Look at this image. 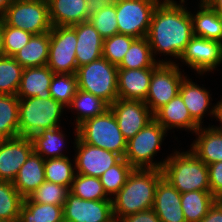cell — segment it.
<instances>
[{
    "label": "cell",
    "instance_id": "6da1fadb",
    "mask_svg": "<svg viewBox=\"0 0 222 222\" xmlns=\"http://www.w3.org/2000/svg\"><path fill=\"white\" fill-rule=\"evenodd\" d=\"M161 0L156 6L147 39L153 56L169 55L179 59L186 45L194 36L190 11L185 0Z\"/></svg>",
    "mask_w": 222,
    "mask_h": 222
},
{
    "label": "cell",
    "instance_id": "7a4b0ae2",
    "mask_svg": "<svg viewBox=\"0 0 222 222\" xmlns=\"http://www.w3.org/2000/svg\"><path fill=\"white\" fill-rule=\"evenodd\" d=\"M162 177V170L134 169L126 184L111 198L114 219L152 209L156 186Z\"/></svg>",
    "mask_w": 222,
    "mask_h": 222
},
{
    "label": "cell",
    "instance_id": "3957f363",
    "mask_svg": "<svg viewBox=\"0 0 222 222\" xmlns=\"http://www.w3.org/2000/svg\"><path fill=\"white\" fill-rule=\"evenodd\" d=\"M162 172L180 193L210 191L208 167L190 150L181 153L176 150L167 156Z\"/></svg>",
    "mask_w": 222,
    "mask_h": 222
},
{
    "label": "cell",
    "instance_id": "277c9868",
    "mask_svg": "<svg viewBox=\"0 0 222 222\" xmlns=\"http://www.w3.org/2000/svg\"><path fill=\"white\" fill-rule=\"evenodd\" d=\"M63 109L52 97L19 99V136L31 138L42 130L60 127Z\"/></svg>",
    "mask_w": 222,
    "mask_h": 222
},
{
    "label": "cell",
    "instance_id": "5b68a950",
    "mask_svg": "<svg viewBox=\"0 0 222 222\" xmlns=\"http://www.w3.org/2000/svg\"><path fill=\"white\" fill-rule=\"evenodd\" d=\"M78 137L89 145L114 152L124 158L127 140L121 133L113 112L108 109L104 114L84 121L77 127Z\"/></svg>",
    "mask_w": 222,
    "mask_h": 222
},
{
    "label": "cell",
    "instance_id": "8992f818",
    "mask_svg": "<svg viewBox=\"0 0 222 222\" xmlns=\"http://www.w3.org/2000/svg\"><path fill=\"white\" fill-rule=\"evenodd\" d=\"M167 131L154 119L127 141L124 159L134 169L162 170L166 159L153 161L164 141ZM163 140V141H162Z\"/></svg>",
    "mask_w": 222,
    "mask_h": 222
},
{
    "label": "cell",
    "instance_id": "52a82bcc",
    "mask_svg": "<svg viewBox=\"0 0 222 222\" xmlns=\"http://www.w3.org/2000/svg\"><path fill=\"white\" fill-rule=\"evenodd\" d=\"M78 89L92 93L111 105L118 99V66L101 57L77 68Z\"/></svg>",
    "mask_w": 222,
    "mask_h": 222
},
{
    "label": "cell",
    "instance_id": "ba28073f",
    "mask_svg": "<svg viewBox=\"0 0 222 222\" xmlns=\"http://www.w3.org/2000/svg\"><path fill=\"white\" fill-rule=\"evenodd\" d=\"M2 21L33 35L50 32L52 29L48 2L14 0L5 11Z\"/></svg>",
    "mask_w": 222,
    "mask_h": 222
},
{
    "label": "cell",
    "instance_id": "9c48e42d",
    "mask_svg": "<svg viewBox=\"0 0 222 222\" xmlns=\"http://www.w3.org/2000/svg\"><path fill=\"white\" fill-rule=\"evenodd\" d=\"M161 0H115L119 34L147 37L153 12Z\"/></svg>",
    "mask_w": 222,
    "mask_h": 222
},
{
    "label": "cell",
    "instance_id": "30bf717a",
    "mask_svg": "<svg viewBox=\"0 0 222 222\" xmlns=\"http://www.w3.org/2000/svg\"><path fill=\"white\" fill-rule=\"evenodd\" d=\"M176 62L158 63L152 72L145 103L154 114L178 93L180 84L186 77Z\"/></svg>",
    "mask_w": 222,
    "mask_h": 222
},
{
    "label": "cell",
    "instance_id": "8fae6325",
    "mask_svg": "<svg viewBox=\"0 0 222 222\" xmlns=\"http://www.w3.org/2000/svg\"><path fill=\"white\" fill-rule=\"evenodd\" d=\"M76 44V31L71 26L52 27L47 66L54 74H76Z\"/></svg>",
    "mask_w": 222,
    "mask_h": 222
},
{
    "label": "cell",
    "instance_id": "7c38bea8",
    "mask_svg": "<svg viewBox=\"0 0 222 222\" xmlns=\"http://www.w3.org/2000/svg\"><path fill=\"white\" fill-rule=\"evenodd\" d=\"M74 130L76 154L73 163L76 173L100 178L107 169L122 159L114 152L84 143L78 137L77 127Z\"/></svg>",
    "mask_w": 222,
    "mask_h": 222
},
{
    "label": "cell",
    "instance_id": "4fadbf2b",
    "mask_svg": "<svg viewBox=\"0 0 222 222\" xmlns=\"http://www.w3.org/2000/svg\"><path fill=\"white\" fill-rule=\"evenodd\" d=\"M179 60L200 75L212 72L222 63V43L193 36Z\"/></svg>",
    "mask_w": 222,
    "mask_h": 222
},
{
    "label": "cell",
    "instance_id": "5bb4252c",
    "mask_svg": "<svg viewBox=\"0 0 222 222\" xmlns=\"http://www.w3.org/2000/svg\"><path fill=\"white\" fill-rule=\"evenodd\" d=\"M109 109L113 112L119 129L127 141L154 120V114L141 100L118 98Z\"/></svg>",
    "mask_w": 222,
    "mask_h": 222
},
{
    "label": "cell",
    "instance_id": "9a60e30c",
    "mask_svg": "<svg viewBox=\"0 0 222 222\" xmlns=\"http://www.w3.org/2000/svg\"><path fill=\"white\" fill-rule=\"evenodd\" d=\"M112 200H85L68 193L63 204L64 222H112Z\"/></svg>",
    "mask_w": 222,
    "mask_h": 222
},
{
    "label": "cell",
    "instance_id": "2e32d148",
    "mask_svg": "<svg viewBox=\"0 0 222 222\" xmlns=\"http://www.w3.org/2000/svg\"><path fill=\"white\" fill-rule=\"evenodd\" d=\"M32 152L33 143L29 137L0 140V181L13 182Z\"/></svg>",
    "mask_w": 222,
    "mask_h": 222
},
{
    "label": "cell",
    "instance_id": "e0dca14e",
    "mask_svg": "<svg viewBox=\"0 0 222 222\" xmlns=\"http://www.w3.org/2000/svg\"><path fill=\"white\" fill-rule=\"evenodd\" d=\"M152 209L161 222H186L181 208V193L164 177L156 186Z\"/></svg>",
    "mask_w": 222,
    "mask_h": 222
},
{
    "label": "cell",
    "instance_id": "ac0fdd59",
    "mask_svg": "<svg viewBox=\"0 0 222 222\" xmlns=\"http://www.w3.org/2000/svg\"><path fill=\"white\" fill-rule=\"evenodd\" d=\"M76 31L77 68L102 57L103 38L91 22L85 21L71 26Z\"/></svg>",
    "mask_w": 222,
    "mask_h": 222
},
{
    "label": "cell",
    "instance_id": "d6986e66",
    "mask_svg": "<svg viewBox=\"0 0 222 222\" xmlns=\"http://www.w3.org/2000/svg\"><path fill=\"white\" fill-rule=\"evenodd\" d=\"M153 68L118 69V98L145 101Z\"/></svg>",
    "mask_w": 222,
    "mask_h": 222
},
{
    "label": "cell",
    "instance_id": "ffe728a7",
    "mask_svg": "<svg viewBox=\"0 0 222 222\" xmlns=\"http://www.w3.org/2000/svg\"><path fill=\"white\" fill-rule=\"evenodd\" d=\"M154 119L166 131L172 128H184L194 133L200 127L191 117L179 93L154 113Z\"/></svg>",
    "mask_w": 222,
    "mask_h": 222
},
{
    "label": "cell",
    "instance_id": "44dd1931",
    "mask_svg": "<svg viewBox=\"0 0 222 222\" xmlns=\"http://www.w3.org/2000/svg\"><path fill=\"white\" fill-rule=\"evenodd\" d=\"M53 75L54 73L47 65L24 68L16 96L19 99L30 97L51 98L49 87Z\"/></svg>",
    "mask_w": 222,
    "mask_h": 222
},
{
    "label": "cell",
    "instance_id": "7402d4cb",
    "mask_svg": "<svg viewBox=\"0 0 222 222\" xmlns=\"http://www.w3.org/2000/svg\"><path fill=\"white\" fill-rule=\"evenodd\" d=\"M212 125L200 126L194 133L196 140L189 149L198 159L206 165L222 161V131L215 129Z\"/></svg>",
    "mask_w": 222,
    "mask_h": 222
},
{
    "label": "cell",
    "instance_id": "603a6c76",
    "mask_svg": "<svg viewBox=\"0 0 222 222\" xmlns=\"http://www.w3.org/2000/svg\"><path fill=\"white\" fill-rule=\"evenodd\" d=\"M49 18L54 26H74L88 21L86 0H48Z\"/></svg>",
    "mask_w": 222,
    "mask_h": 222
},
{
    "label": "cell",
    "instance_id": "cb8c5ba5",
    "mask_svg": "<svg viewBox=\"0 0 222 222\" xmlns=\"http://www.w3.org/2000/svg\"><path fill=\"white\" fill-rule=\"evenodd\" d=\"M44 162L33 151L21 166L13 185L23 198H28L45 181Z\"/></svg>",
    "mask_w": 222,
    "mask_h": 222
},
{
    "label": "cell",
    "instance_id": "d4e9b609",
    "mask_svg": "<svg viewBox=\"0 0 222 222\" xmlns=\"http://www.w3.org/2000/svg\"><path fill=\"white\" fill-rule=\"evenodd\" d=\"M179 94L189 110L191 117L202 126V119L208 109H210L209 106L212 105L210 92L207 91L205 87H200L186 76L180 84Z\"/></svg>",
    "mask_w": 222,
    "mask_h": 222
},
{
    "label": "cell",
    "instance_id": "484cf974",
    "mask_svg": "<svg viewBox=\"0 0 222 222\" xmlns=\"http://www.w3.org/2000/svg\"><path fill=\"white\" fill-rule=\"evenodd\" d=\"M198 6L197 13L190 11L194 36L222 43V16L207 4L199 3Z\"/></svg>",
    "mask_w": 222,
    "mask_h": 222
},
{
    "label": "cell",
    "instance_id": "4316f807",
    "mask_svg": "<svg viewBox=\"0 0 222 222\" xmlns=\"http://www.w3.org/2000/svg\"><path fill=\"white\" fill-rule=\"evenodd\" d=\"M50 47V32L33 35L29 42L13 57L23 67L47 65Z\"/></svg>",
    "mask_w": 222,
    "mask_h": 222
},
{
    "label": "cell",
    "instance_id": "83f0119b",
    "mask_svg": "<svg viewBox=\"0 0 222 222\" xmlns=\"http://www.w3.org/2000/svg\"><path fill=\"white\" fill-rule=\"evenodd\" d=\"M159 62L173 63V60L165 61L163 59H157L156 61L147 37L136 38L123 57L121 64L118 66V69L154 68Z\"/></svg>",
    "mask_w": 222,
    "mask_h": 222
},
{
    "label": "cell",
    "instance_id": "f1b7e54d",
    "mask_svg": "<svg viewBox=\"0 0 222 222\" xmlns=\"http://www.w3.org/2000/svg\"><path fill=\"white\" fill-rule=\"evenodd\" d=\"M109 107L110 105L100 97L78 89L67 108L68 110L71 109V111L74 110V113L76 111L77 116H75L74 121H76L75 127H78L84 121L104 114Z\"/></svg>",
    "mask_w": 222,
    "mask_h": 222
},
{
    "label": "cell",
    "instance_id": "f546056e",
    "mask_svg": "<svg viewBox=\"0 0 222 222\" xmlns=\"http://www.w3.org/2000/svg\"><path fill=\"white\" fill-rule=\"evenodd\" d=\"M62 127L42 130L31 137L33 151L40 155L44 160L50 158H61L66 155L62 153L65 146V134Z\"/></svg>",
    "mask_w": 222,
    "mask_h": 222
},
{
    "label": "cell",
    "instance_id": "4dcf8cb0",
    "mask_svg": "<svg viewBox=\"0 0 222 222\" xmlns=\"http://www.w3.org/2000/svg\"><path fill=\"white\" fill-rule=\"evenodd\" d=\"M216 201L210 191L181 193V208L186 222H200Z\"/></svg>",
    "mask_w": 222,
    "mask_h": 222
},
{
    "label": "cell",
    "instance_id": "1f68e13d",
    "mask_svg": "<svg viewBox=\"0 0 222 222\" xmlns=\"http://www.w3.org/2000/svg\"><path fill=\"white\" fill-rule=\"evenodd\" d=\"M19 98L0 94V140L19 137Z\"/></svg>",
    "mask_w": 222,
    "mask_h": 222
},
{
    "label": "cell",
    "instance_id": "d6a6232c",
    "mask_svg": "<svg viewBox=\"0 0 222 222\" xmlns=\"http://www.w3.org/2000/svg\"><path fill=\"white\" fill-rule=\"evenodd\" d=\"M19 222H64L63 206L34 203L29 197L23 199Z\"/></svg>",
    "mask_w": 222,
    "mask_h": 222
},
{
    "label": "cell",
    "instance_id": "836d02e7",
    "mask_svg": "<svg viewBox=\"0 0 222 222\" xmlns=\"http://www.w3.org/2000/svg\"><path fill=\"white\" fill-rule=\"evenodd\" d=\"M68 156L61 158L45 159L44 174L48 182L60 184L70 189L71 183L76 174L75 165Z\"/></svg>",
    "mask_w": 222,
    "mask_h": 222
},
{
    "label": "cell",
    "instance_id": "e575fe53",
    "mask_svg": "<svg viewBox=\"0 0 222 222\" xmlns=\"http://www.w3.org/2000/svg\"><path fill=\"white\" fill-rule=\"evenodd\" d=\"M69 192L85 200H112L108 197L100 178L76 173Z\"/></svg>",
    "mask_w": 222,
    "mask_h": 222
},
{
    "label": "cell",
    "instance_id": "d590c367",
    "mask_svg": "<svg viewBox=\"0 0 222 222\" xmlns=\"http://www.w3.org/2000/svg\"><path fill=\"white\" fill-rule=\"evenodd\" d=\"M23 69L14 57H0V94L16 95Z\"/></svg>",
    "mask_w": 222,
    "mask_h": 222
},
{
    "label": "cell",
    "instance_id": "8d00e7d4",
    "mask_svg": "<svg viewBox=\"0 0 222 222\" xmlns=\"http://www.w3.org/2000/svg\"><path fill=\"white\" fill-rule=\"evenodd\" d=\"M23 199L13 182L0 181V220H18Z\"/></svg>",
    "mask_w": 222,
    "mask_h": 222
},
{
    "label": "cell",
    "instance_id": "74e56055",
    "mask_svg": "<svg viewBox=\"0 0 222 222\" xmlns=\"http://www.w3.org/2000/svg\"><path fill=\"white\" fill-rule=\"evenodd\" d=\"M134 168L122 158L117 164L107 169L101 176L104 191L111 198L126 184L128 176Z\"/></svg>",
    "mask_w": 222,
    "mask_h": 222
},
{
    "label": "cell",
    "instance_id": "f35d334b",
    "mask_svg": "<svg viewBox=\"0 0 222 222\" xmlns=\"http://www.w3.org/2000/svg\"><path fill=\"white\" fill-rule=\"evenodd\" d=\"M78 90L76 74H54L49 91L51 97L66 108L71 104Z\"/></svg>",
    "mask_w": 222,
    "mask_h": 222
},
{
    "label": "cell",
    "instance_id": "ab89813d",
    "mask_svg": "<svg viewBox=\"0 0 222 222\" xmlns=\"http://www.w3.org/2000/svg\"><path fill=\"white\" fill-rule=\"evenodd\" d=\"M136 38L130 35L116 34L103 40L102 57L111 64L119 66Z\"/></svg>",
    "mask_w": 222,
    "mask_h": 222
},
{
    "label": "cell",
    "instance_id": "60d3db41",
    "mask_svg": "<svg viewBox=\"0 0 222 222\" xmlns=\"http://www.w3.org/2000/svg\"><path fill=\"white\" fill-rule=\"evenodd\" d=\"M69 188L60 184L44 181L29 198L34 203L53 204L63 206L66 201Z\"/></svg>",
    "mask_w": 222,
    "mask_h": 222
},
{
    "label": "cell",
    "instance_id": "b9f144b4",
    "mask_svg": "<svg viewBox=\"0 0 222 222\" xmlns=\"http://www.w3.org/2000/svg\"><path fill=\"white\" fill-rule=\"evenodd\" d=\"M89 21L103 39L119 34L116 16L115 0L100 11L92 14Z\"/></svg>",
    "mask_w": 222,
    "mask_h": 222
},
{
    "label": "cell",
    "instance_id": "7bdbcfd3",
    "mask_svg": "<svg viewBox=\"0 0 222 222\" xmlns=\"http://www.w3.org/2000/svg\"><path fill=\"white\" fill-rule=\"evenodd\" d=\"M33 36L32 33L6 25L3 22V47L5 56H14Z\"/></svg>",
    "mask_w": 222,
    "mask_h": 222
},
{
    "label": "cell",
    "instance_id": "ee69618b",
    "mask_svg": "<svg viewBox=\"0 0 222 222\" xmlns=\"http://www.w3.org/2000/svg\"><path fill=\"white\" fill-rule=\"evenodd\" d=\"M210 192L218 200L222 198V161L207 165Z\"/></svg>",
    "mask_w": 222,
    "mask_h": 222
},
{
    "label": "cell",
    "instance_id": "f6af8a7d",
    "mask_svg": "<svg viewBox=\"0 0 222 222\" xmlns=\"http://www.w3.org/2000/svg\"><path fill=\"white\" fill-rule=\"evenodd\" d=\"M120 222H161L153 209L127 215Z\"/></svg>",
    "mask_w": 222,
    "mask_h": 222
},
{
    "label": "cell",
    "instance_id": "bcb514c9",
    "mask_svg": "<svg viewBox=\"0 0 222 222\" xmlns=\"http://www.w3.org/2000/svg\"><path fill=\"white\" fill-rule=\"evenodd\" d=\"M200 222H222V205L216 201Z\"/></svg>",
    "mask_w": 222,
    "mask_h": 222
},
{
    "label": "cell",
    "instance_id": "7dc6e473",
    "mask_svg": "<svg viewBox=\"0 0 222 222\" xmlns=\"http://www.w3.org/2000/svg\"><path fill=\"white\" fill-rule=\"evenodd\" d=\"M113 1L114 0H86L89 16L100 11L105 6L110 5Z\"/></svg>",
    "mask_w": 222,
    "mask_h": 222
},
{
    "label": "cell",
    "instance_id": "c3c4849f",
    "mask_svg": "<svg viewBox=\"0 0 222 222\" xmlns=\"http://www.w3.org/2000/svg\"><path fill=\"white\" fill-rule=\"evenodd\" d=\"M217 104V105H216ZM209 111L208 114L216 118L217 121L220 122L221 126H214L215 129L222 131V99L218 101Z\"/></svg>",
    "mask_w": 222,
    "mask_h": 222
},
{
    "label": "cell",
    "instance_id": "681fc988",
    "mask_svg": "<svg viewBox=\"0 0 222 222\" xmlns=\"http://www.w3.org/2000/svg\"><path fill=\"white\" fill-rule=\"evenodd\" d=\"M207 5L222 16V0H210Z\"/></svg>",
    "mask_w": 222,
    "mask_h": 222
},
{
    "label": "cell",
    "instance_id": "f907efd6",
    "mask_svg": "<svg viewBox=\"0 0 222 222\" xmlns=\"http://www.w3.org/2000/svg\"><path fill=\"white\" fill-rule=\"evenodd\" d=\"M14 0H0V20H2V17L5 14V11L9 7V5L13 2Z\"/></svg>",
    "mask_w": 222,
    "mask_h": 222
},
{
    "label": "cell",
    "instance_id": "816d5d0a",
    "mask_svg": "<svg viewBox=\"0 0 222 222\" xmlns=\"http://www.w3.org/2000/svg\"><path fill=\"white\" fill-rule=\"evenodd\" d=\"M5 56L3 47V21L0 20V57Z\"/></svg>",
    "mask_w": 222,
    "mask_h": 222
},
{
    "label": "cell",
    "instance_id": "f5cc1de1",
    "mask_svg": "<svg viewBox=\"0 0 222 222\" xmlns=\"http://www.w3.org/2000/svg\"><path fill=\"white\" fill-rule=\"evenodd\" d=\"M21 1H37V2H48V0H21Z\"/></svg>",
    "mask_w": 222,
    "mask_h": 222
},
{
    "label": "cell",
    "instance_id": "db71d44e",
    "mask_svg": "<svg viewBox=\"0 0 222 222\" xmlns=\"http://www.w3.org/2000/svg\"><path fill=\"white\" fill-rule=\"evenodd\" d=\"M0 222H19V220H0Z\"/></svg>",
    "mask_w": 222,
    "mask_h": 222
},
{
    "label": "cell",
    "instance_id": "11a10c76",
    "mask_svg": "<svg viewBox=\"0 0 222 222\" xmlns=\"http://www.w3.org/2000/svg\"><path fill=\"white\" fill-rule=\"evenodd\" d=\"M210 0H200L201 4H207Z\"/></svg>",
    "mask_w": 222,
    "mask_h": 222
},
{
    "label": "cell",
    "instance_id": "9f6ffc18",
    "mask_svg": "<svg viewBox=\"0 0 222 222\" xmlns=\"http://www.w3.org/2000/svg\"><path fill=\"white\" fill-rule=\"evenodd\" d=\"M222 205V198L217 200Z\"/></svg>",
    "mask_w": 222,
    "mask_h": 222
},
{
    "label": "cell",
    "instance_id": "6f0895ef",
    "mask_svg": "<svg viewBox=\"0 0 222 222\" xmlns=\"http://www.w3.org/2000/svg\"><path fill=\"white\" fill-rule=\"evenodd\" d=\"M112 222H120V220H115V219H114Z\"/></svg>",
    "mask_w": 222,
    "mask_h": 222
}]
</instances>
